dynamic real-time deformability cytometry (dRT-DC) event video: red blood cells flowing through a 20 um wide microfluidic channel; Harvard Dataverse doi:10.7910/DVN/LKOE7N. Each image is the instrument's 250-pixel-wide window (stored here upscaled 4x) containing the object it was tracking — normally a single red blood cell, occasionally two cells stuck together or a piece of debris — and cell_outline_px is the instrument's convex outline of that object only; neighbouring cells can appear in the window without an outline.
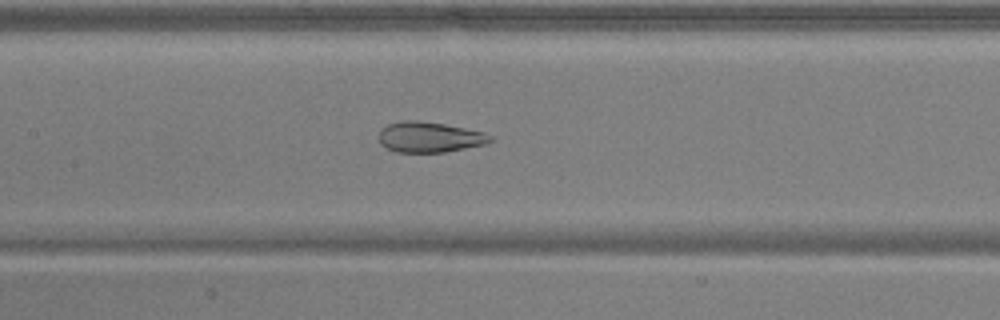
{"species": "common noctule bat (a hibernating species)", "species_latin": "Nyctalus noctula", "temperature_condition": "warm", "stored_images_in_passage": 38, "camera_frame_rate_fps": 3000, "um_per_image_px": 0.085, "animal": {"sex": "male", "body_mass_g": 17.9, "forearm_length_mm": 54.2}, "frame": {"image": 1, "passage_image": 17, "time_ms": 5.333, "image_size_px": [1000, 320], "cell_outline_px": [[496, 140], [484, 144], [444, 152], [396, 152], [380, 144], [380, 128], [388, 124], [404, 120], [416, 120], [444, 124], [484, 132], [492, 136]], "centroid_in_image_um": [36.51, 11.65], "position_along_channel_um": 170.9, "area_um2": 19.71}}
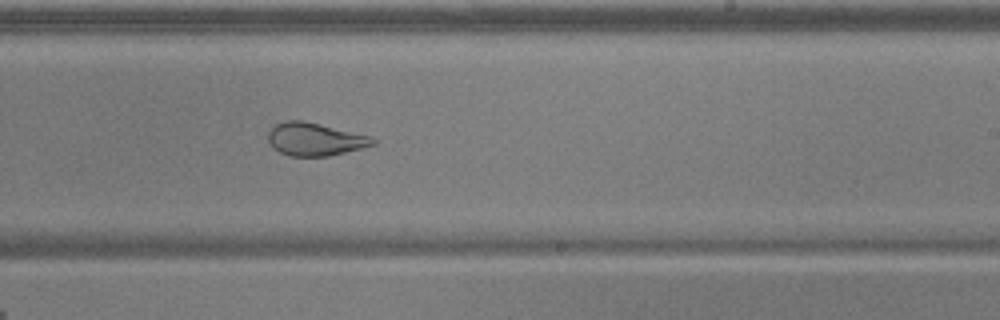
{"frame": {"image": 2, "passage_image": 24, "time_ms": 7.667, "image_size_px": [1000, 320], "cell_outline_px": [[376, 144], [328, 156], [292, 156], [280, 152], [272, 148], [268, 140], [268, 132], [276, 124], [288, 120], [304, 120], [368, 136], [376, 140]], "centroid_in_image_um": [26.72, 11.83], "position_along_channel_um": 262.3, "area_um2": 19.77}}
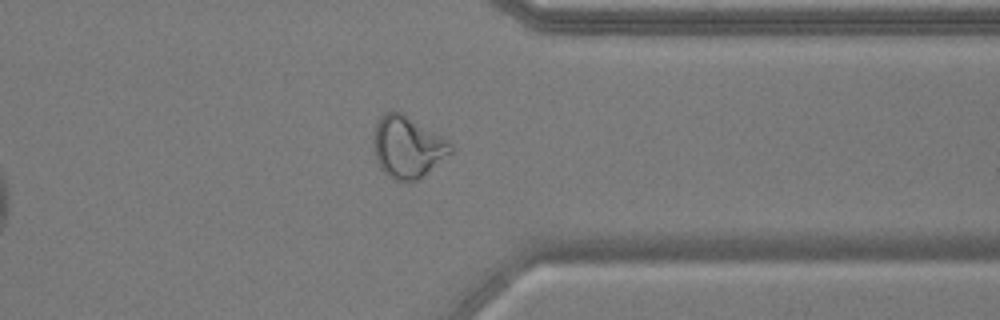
{"frame": {"image": 3, "passage_image": 33, "time_ms": 10.667, "image_size_px": [1000, 320], "cell_outline_px": [[452, 152], [416, 180], [396, 180], [388, 176], [380, 168], [376, 160], [376, 124], [380, 116], [384, 112], [400, 112], [448, 140], [452, 144]], "centroid_in_image_um": [34.65, 12.49], "position_along_channel_um": 376.8, "area_um2": 26.65}, "authors_computed_cell_mechanics": {"area_um2": 23.3512, "velocity_mm_per_s": 3.9281, "shape_relaxation_time_tau1_ms": null, "shape_relaxation_time_tau2_ms": 0.9018, "deformation_change_tau1": null, "deformation_change_tau2": 0.0847}}